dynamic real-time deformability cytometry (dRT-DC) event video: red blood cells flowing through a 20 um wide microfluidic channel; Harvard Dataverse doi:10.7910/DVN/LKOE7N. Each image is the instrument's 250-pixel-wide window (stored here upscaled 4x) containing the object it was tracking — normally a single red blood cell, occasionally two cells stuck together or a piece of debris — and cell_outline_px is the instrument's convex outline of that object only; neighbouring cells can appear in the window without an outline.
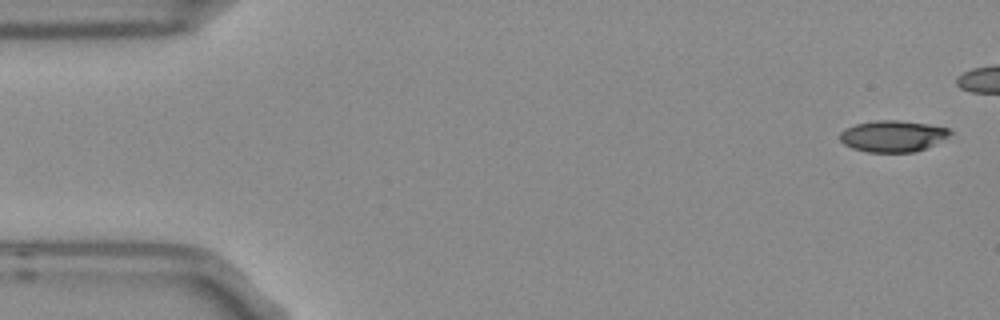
{"species": "Egyptian fruit bat (a non-hibernating species)", "species_latin": "Rousettus aegyptiacus", "temperature_condition": "room temperature", "stored_images_in_passage": 8, "camera_frame_rate_fps": 3000, "um_per_image_px": 0.085, "frame": {"image": 1, "passage_image": 1, "time_ms": 0.0, "image_size_px": [1000, 320], "cell_outline_px": [[952, 132], [948, 136], [916, 152], [868, 152], [852, 148], [844, 144], [840, 140], [840, 132], [844, 128], [856, 124], [876, 120], [900, 120], [928, 124], [948, 128]], "centroid_in_image_um": [75.84, 11.56], "position_along_channel_um": 9.2, "area_um2": 20.0}}
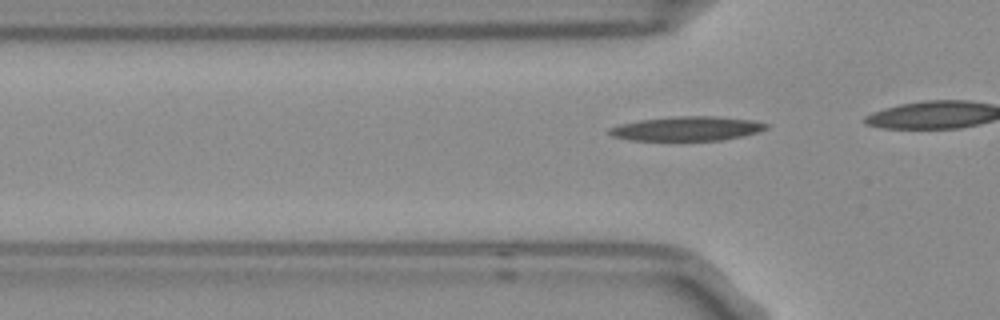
{"frame": {"image": 2, "passage_image": 6, "time_ms": 1.667, "image_size_px": [1000, 320], "cell_outline_px": [[768, 128], [756, 132], [740, 136], [720, 140], [680, 144], [632, 140], [612, 136], [608, 132], [608, 128], [620, 124], [640, 120], [672, 116], [712, 116], [752, 120], [768, 124]], "centroid_in_image_um": [58.31, 10.98], "position_along_channel_um": 67.5, "area_um2": 23.24}}